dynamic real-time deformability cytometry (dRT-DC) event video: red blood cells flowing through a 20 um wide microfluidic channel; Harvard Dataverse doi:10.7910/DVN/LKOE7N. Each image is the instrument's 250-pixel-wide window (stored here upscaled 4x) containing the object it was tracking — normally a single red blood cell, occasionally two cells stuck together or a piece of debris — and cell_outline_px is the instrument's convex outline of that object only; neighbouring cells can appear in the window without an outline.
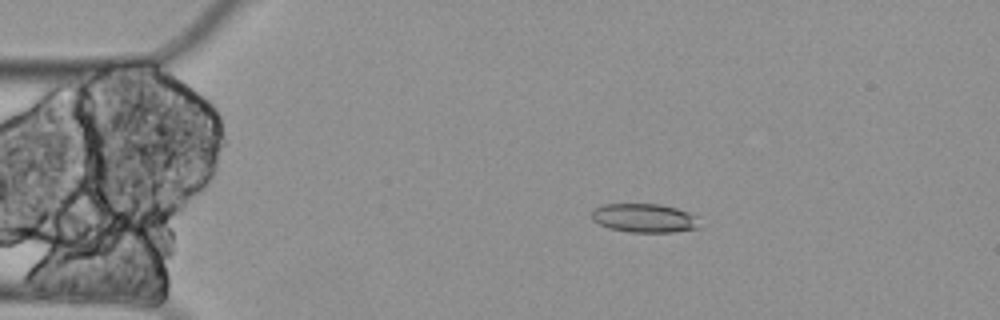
{"species": "Egyptian fruit bat (a non-hibernating species)", "species_latin": "Rousettus aegyptiacus", "temperature_condition": "cold", "stored_images_in_passage": 9, "camera_frame_rate_fps": 3000, "um_per_image_px": 0.085, "animal": {"sex": "female"}, "frame": {"image": 1, "passage_image": 3, "time_ms": 0.667, "image_size_px": [1000, 320], "cell_outline_px": [[700, 228], [672, 232], [628, 232], [608, 228], [592, 220], [592, 212], [596, 208], [604, 204], [660, 204], [676, 208], [688, 212], [696, 216]], "centroid_in_image_um": [54.77, 18.54], "position_along_channel_um": 30.2, "area_um2": 18.09}}
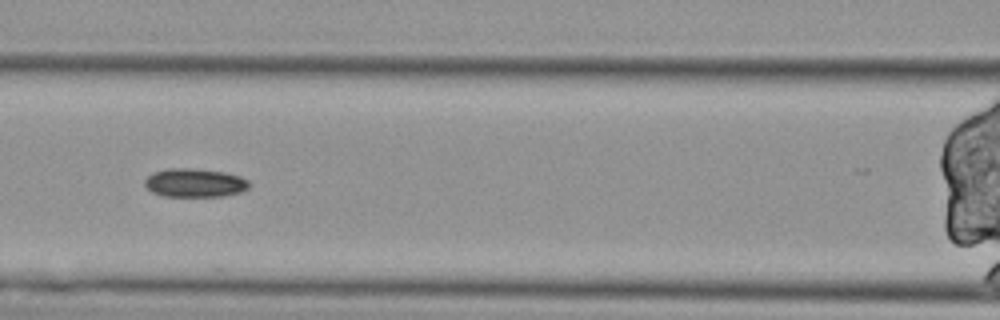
{"frame": {"image": 2, "passage_image": 7, "time_ms": 2.0, "image_size_px": [1000, 320], "cell_outline_px": [[252, 184], [248, 188], [240, 192], [224, 196], [164, 196], [152, 192], [144, 184], [144, 180], [152, 172], [168, 168], [188, 168], [224, 172], [240, 176], [248, 180]], "centroid_in_image_um": [16.56, 15.54], "position_along_channel_um": 150.0, "area_um2": 17.46}}
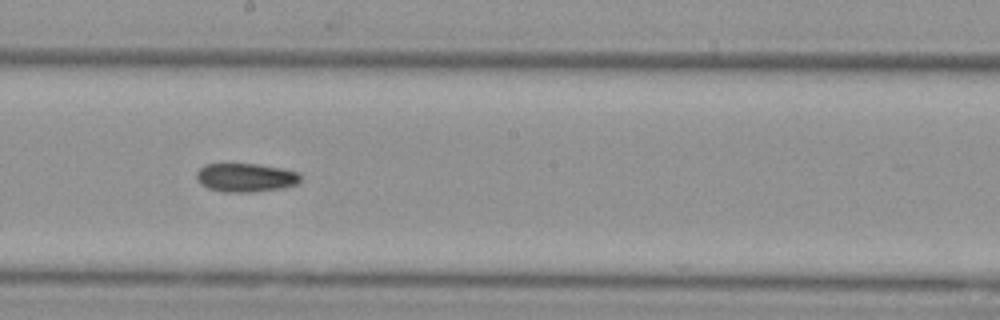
{"frame": {"image": 3, "passage_image": 9, "time_ms": 2.667, "image_size_px": [1000, 320], "cell_outline_px": [[300, 180], [296, 184], [284, 188], [252, 192], [224, 192], [208, 188], [200, 184], [196, 176], [196, 172], [204, 164], [256, 164], [280, 168], [300, 172]], "centroid_in_image_um": [20.88, 15.1], "position_along_channel_um": 227.3, "area_um2": 17.4}}